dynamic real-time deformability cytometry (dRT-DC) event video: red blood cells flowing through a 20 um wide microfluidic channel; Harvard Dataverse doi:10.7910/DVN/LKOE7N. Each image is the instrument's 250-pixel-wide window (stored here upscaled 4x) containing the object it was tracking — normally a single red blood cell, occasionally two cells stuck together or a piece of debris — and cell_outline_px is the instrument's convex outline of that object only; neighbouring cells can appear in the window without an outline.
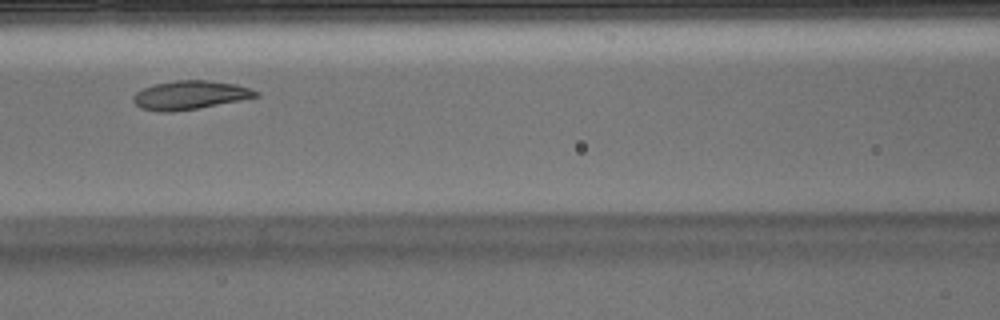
{"species": "Egyptian fruit bat (a non-hibernating species)", "species_latin": "Rousettus aegyptiacus", "temperature_condition": "warm", "stored_images_in_passage": 42, "camera_frame_rate_fps": 3000, "um_per_image_px": 0.085, "animal": {"sex": "male"}, "frame": {"image": 1, "passage_image": 13, "time_ms": 4.0, "image_size_px": [1000, 320], "cell_outline_px": [[260, 96], [240, 100], [196, 108], [172, 112], [160, 112], [140, 108], [132, 100], [132, 96], [136, 92], [152, 84], [176, 80], [208, 80], [236, 84], [260, 92]], "centroid_in_image_um": [16.12, 8.07], "position_along_channel_um": 150.5, "area_um2": 20.46}, "authors_computed_cell_mechanics": {"area_um2": 21.2704, "velocity_mm_per_s": 3.8428, "shape_relaxation_time_tau1_ms": 3.6059, "shape_relaxation_time_tau2_ms": 1.1321, "deformation_change_tau1": 0.1701, "deformation_change_tau2": 0.072}}